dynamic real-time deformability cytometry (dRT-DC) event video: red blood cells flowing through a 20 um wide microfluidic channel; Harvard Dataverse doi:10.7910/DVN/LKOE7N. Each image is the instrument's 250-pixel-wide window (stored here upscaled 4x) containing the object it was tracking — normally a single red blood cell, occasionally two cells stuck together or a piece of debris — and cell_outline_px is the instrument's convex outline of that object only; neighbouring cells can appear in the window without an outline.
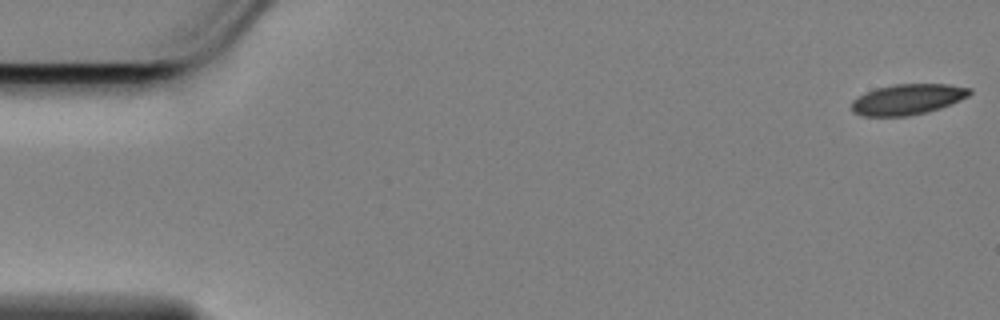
{"species": "Egyptian fruit bat (a non-hibernating species)", "species_latin": "Rousettus aegyptiacus", "temperature_condition": "cold", "stored_images_in_passage": 50, "camera_frame_rate_fps": 3000, "um_per_image_px": 0.085, "animal": {"sex": "female"}, "frame": {"image": 1, "passage_image": 1, "time_ms": 0.0, "image_size_px": [1000, 320], "cell_outline_px": [[972, 92], [968, 96], [960, 100], [940, 108], [928, 112], [908, 116], [864, 116], [852, 112], [852, 100], [876, 88], [892, 84], [948, 84], [972, 88]], "centroid_in_image_um": [77.17, 8.44], "position_along_channel_um": 7.8, "area_um2": 21.04}}
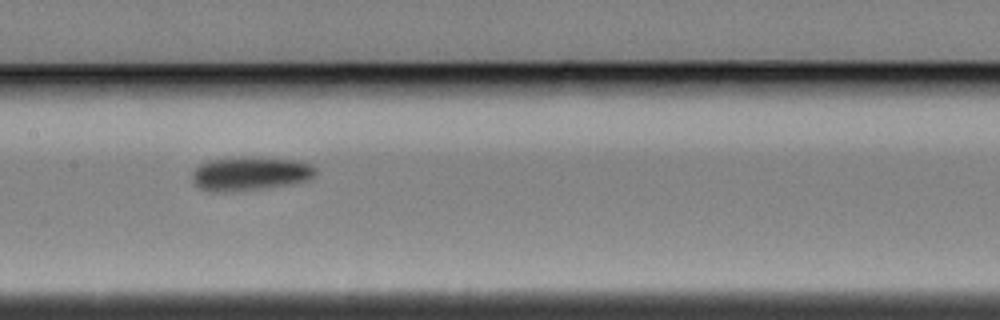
{"frame": {"image": 2, "passage_image": 28, "time_ms": 9.0, "image_size_px": [1000, 320], "cell_outline_px": [[316, 172], [308, 180], [292, 184], [264, 188], [228, 192], [212, 192], [200, 188], [192, 180], [192, 172], [200, 164], [208, 160], [236, 156], [260, 156], [296, 160], [312, 164], [316, 168]], "centroid_in_image_um": [21.26, 14.73], "position_along_channel_um": 186.1, "area_um2": 24.85}}
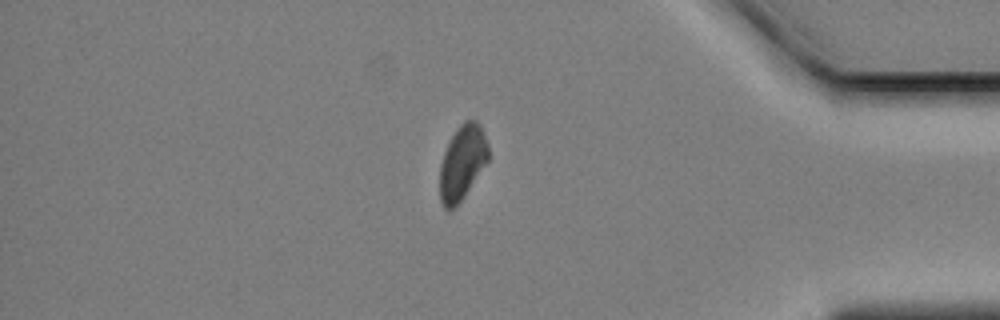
{"frame": {"image": 3, "passage_image": 49, "time_ms": 16.0, "image_size_px": [1000, 320], "cell_outline_px": [[488, 160], [460, 200], [448, 212], [444, 208], [440, 200], [440, 164], [444, 152], [452, 136], [460, 124], [464, 120], [476, 120], [480, 124], [484, 132], [488, 144]], "centroid_in_image_um": [39.29, 13.78], "position_along_channel_um": 395.9, "area_um2": 20.69}}